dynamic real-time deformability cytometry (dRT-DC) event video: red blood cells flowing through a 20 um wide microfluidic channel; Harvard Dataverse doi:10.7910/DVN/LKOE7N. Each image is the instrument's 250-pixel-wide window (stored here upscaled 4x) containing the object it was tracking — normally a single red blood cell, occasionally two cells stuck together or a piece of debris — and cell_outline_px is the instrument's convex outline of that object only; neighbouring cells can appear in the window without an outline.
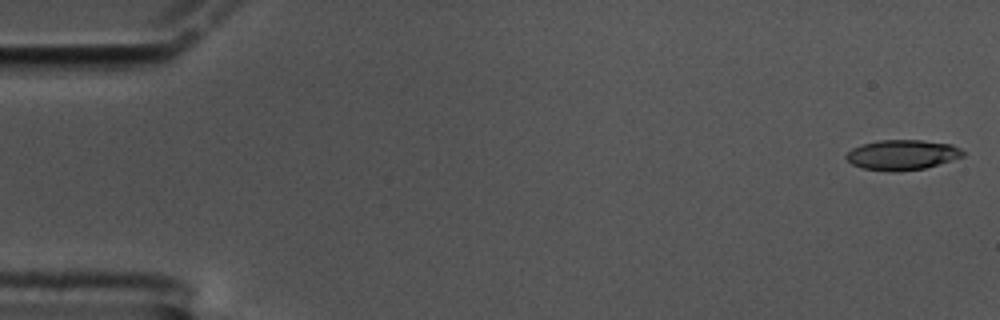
{"species": "common noctule bat (a hibernating species)", "species_latin": "Nyctalus noctula", "temperature_condition": "cold", "stored_images_in_passage": 60, "camera_frame_rate_fps": 3000, "um_per_image_px": 0.085, "animal": {"sex": "male", "body_mass_g": 17.5, "forearm_length_mm": 52.3}, "frame": {"image": 1, "passage_image": 1, "time_ms": 0.0, "image_size_px": [1000, 320], "cell_outline_px": [[964, 156], [952, 160], [924, 168], [896, 172], [892, 172], [864, 168], [852, 164], [844, 156], [852, 148], [864, 144], [880, 140], [920, 140], [952, 144], [960, 148], [964, 152]], "centroid_in_image_um": [76.7, 13.16], "position_along_channel_um": 8.3, "area_um2": 20.35}}
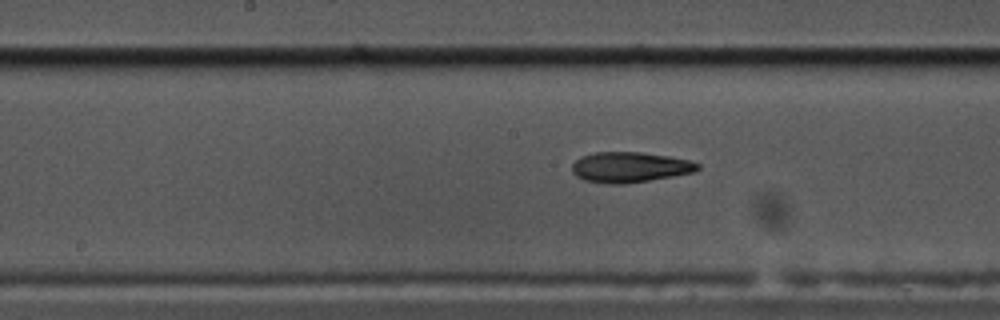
{"frame": {"image": 2, "passage_image": 30, "time_ms": 9.667, "image_size_px": [1000, 320], "cell_outline_px": [[700, 168], [696, 172], [624, 184], [608, 184], [584, 180], [576, 176], [572, 172], [572, 164], [580, 156], [596, 152], [640, 152], [668, 156], [688, 160], [700, 164]], "centroid_in_image_um": [53.52, 14.21], "position_along_channel_um": 194.7, "area_um2": 22.25}}
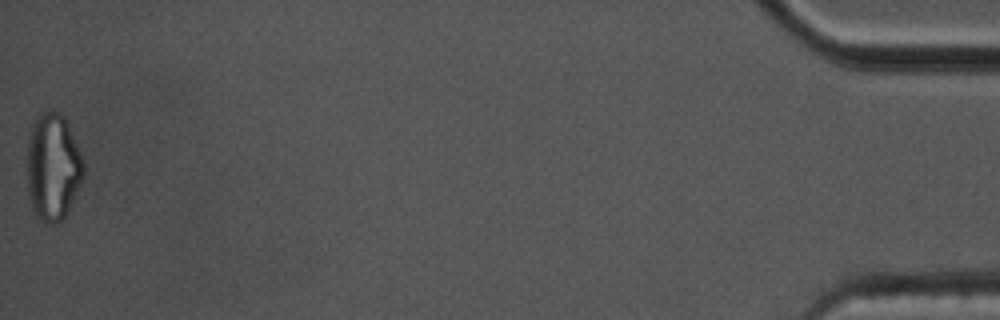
{"frame": {"image": 3, "passage_image": 60, "time_ms": 19.667, "image_size_px": [1000, 320], "cell_outline_px": [[84, 176], [64, 216], [56, 224], [48, 224], [40, 220], [36, 216], [32, 208], [28, 192], [28, 140], [32, 124], [36, 116], [40, 112], [60, 112], [64, 116], [68, 124], [84, 160]], "centroid_in_image_um": [4.5, 14.18], "position_along_channel_um": 430.7, "area_um2": 35.08}, "authors_computed_cell_mechanics": {"area_um2": 22.0507, "velocity_mm_per_s": 3.3382, "shape_relaxation_time_tau1_ms": 7.4626, "shape_relaxation_time_tau2_ms": 4.6823, "deformation_change_tau1": 0.2169, "deformation_change_tau2": 0.146}}